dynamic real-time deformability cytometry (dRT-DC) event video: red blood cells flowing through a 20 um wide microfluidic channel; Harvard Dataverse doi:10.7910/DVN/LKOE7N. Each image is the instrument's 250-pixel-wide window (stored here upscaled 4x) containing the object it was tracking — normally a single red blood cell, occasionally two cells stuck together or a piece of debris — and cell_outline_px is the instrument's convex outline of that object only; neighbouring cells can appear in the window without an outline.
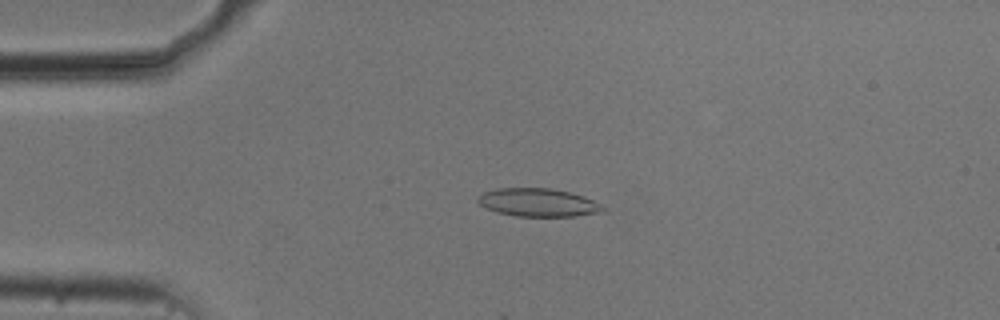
{"species": "common noctule bat (a hibernating species)", "species_latin": "Nyctalus noctula", "temperature_condition": "cold", "stored_images_in_passage": 39, "camera_frame_rate_fps": 3000, "um_per_image_px": 0.085, "animal": {"sex": "male", "body_mass_g": 20.5, "forearm_length_mm": 52.5}, "frame": {"image": 1, "passage_image": 13, "time_ms": 4.0, "image_size_px": [1000, 320], "cell_outline_px": [[604, 212], [572, 216], [516, 216], [496, 212], [480, 204], [476, 200], [484, 192], [496, 188], [548, 188], [568, 192], [584, 196], [600, 204], [604, 208]], "centroid_in_image_um": [45.73, 17.21], "position_along_channel_um": 39.3, "area_um2": 20.29}}
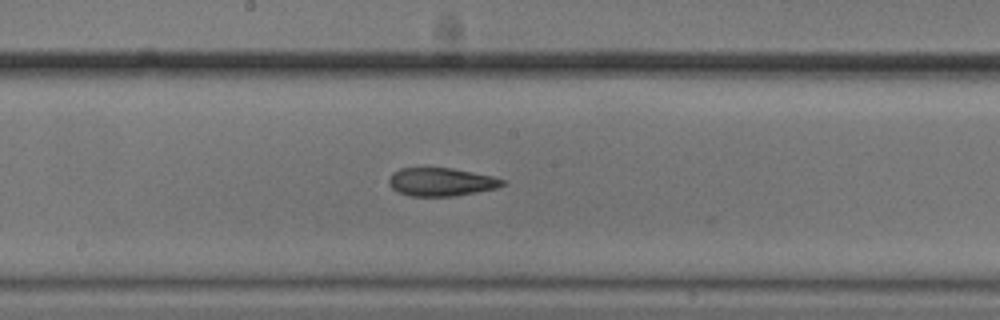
{"frame": {"image": 2, "passage_image": 29, "time_ms": 9.333, "image_size_px": [1000, 320], "cell_outline_px": [[504, 184], [500, 188], [452, 196], [408, 196], [396, 192], [388, 184], [388, 180], [392, 172], [400, 168], [452, 168], [492, 176], [504, 180]], "centroid_in_image_um": [37.46, 15.47], "position_along_channel_um": 210.7, "area_um2": 18.79}}
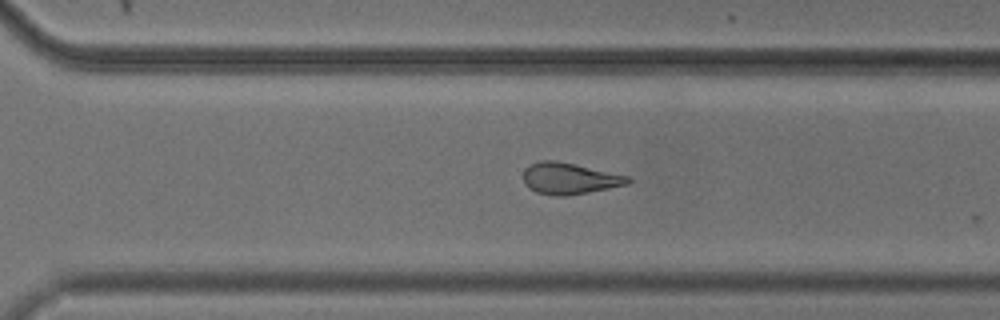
{"frame": {"image": 3, "passage_image": 38, "time_ms": 12.333, "image_size_px": [1000, 320], "cell_outline_px": [[632, 180], [628, 184], [568, 196], [556, 196], [536, 192], [528, 188], [524, 184], [524, 168], [540, 160], [556, 160], [576, 164], [628, 176]], "centroid_in_image_um": [48.38, 15.17], "position_along_channel_um": 322.2, "area_um2": 19.13}}